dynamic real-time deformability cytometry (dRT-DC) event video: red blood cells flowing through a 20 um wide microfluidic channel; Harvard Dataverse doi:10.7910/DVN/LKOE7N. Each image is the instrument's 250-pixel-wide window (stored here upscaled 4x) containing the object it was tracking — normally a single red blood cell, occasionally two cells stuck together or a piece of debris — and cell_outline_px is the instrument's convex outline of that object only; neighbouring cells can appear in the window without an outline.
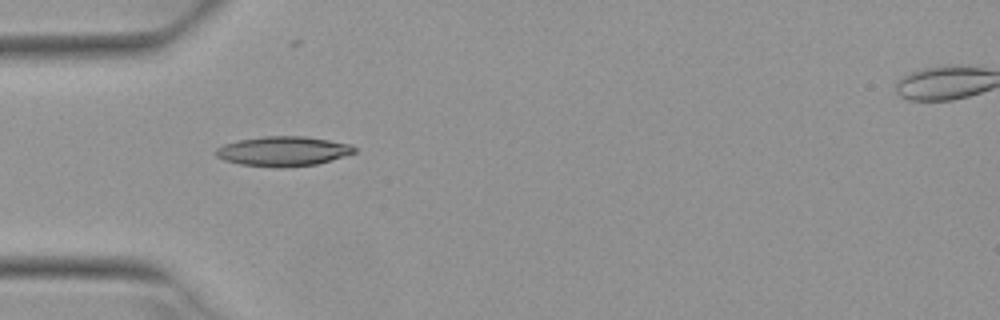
{"species": "Egyptian fruit bat (a non-hibernating species)", "species_latin": "Rousettus aegyptiacus", "temperature_condition": "warm", "stored_images_in_passage": 3, "camera_frame_rate_fps": 3000, "um_per_image_px": 0.085, "animal": {"sex": "female"}, "frame": {"image": 1, "passage_image": 1, "time_ms": 0.0, "image_size_px": [1000, 320], "cell_outline_px": [[356, 152], [344, 156], [316, 164], [284, 168], [276, 168], [240, 164], [224, 160], [216, 156], [212, 152], [216, 148], [224, 144], [240, 140], [264, 136], [304, 136], [352, 144], [356, 148]], "centroid_in_image_um": [24.04, 12.86], "position_along_channel_um": 61.0, "area_um2": 24.1}}
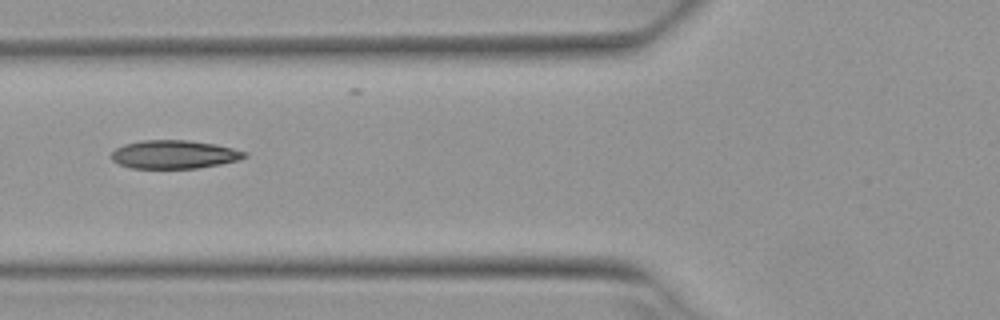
{"frame": {"image": 2, "passage_image": 2, "time_ms": 0.333, "image_size_px": [1000, 320], "cell_outline_px": [[248, 156], [236, 160], [220, 164], [196, 168], [132, 168], [120, 164], [112, 160], [112, 152], [116, 148], [124, 144], [144, 140], [188, 140], [216, 144], [248, 152]], "centroid_in_image_um": [14.82, 13.12], "position_along_channel_um": 111.0, "area_um2": 21.91}}